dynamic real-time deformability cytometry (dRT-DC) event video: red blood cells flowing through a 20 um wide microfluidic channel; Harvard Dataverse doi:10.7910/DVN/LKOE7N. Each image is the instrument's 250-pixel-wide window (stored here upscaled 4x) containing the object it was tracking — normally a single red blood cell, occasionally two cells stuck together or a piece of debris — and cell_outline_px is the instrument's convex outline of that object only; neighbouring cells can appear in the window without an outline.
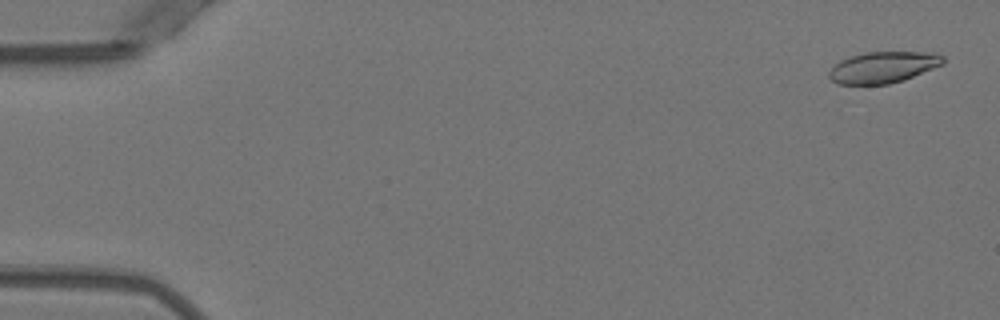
{"species": "Egyptian fruit bat (a non-hibernating species)", "species_latin": "Rousettus aegyptiacus", "temperature_condition": "warm", "stored_images_in_passage": 45, "camera_frame_rate_fps": 3000, "um_per_image_px": 0.085, "animal": {"sex": "female"}, "frame": {"image": 1, "passage_image": 2, "time_ms": 0.333, "image_size_px": [1000, 320], "cell_outline_px": [[944, 64], [904, 80], [888, 84], [836, 84], [828, 76], [828, 72], [840, 60], [852, 56], [868, 52], [932, 52], [944, 56]], "centroid_in_image_um": [75.09, 5.72], "position_along_channel_um": 9.9, "area_um2": 20.75}}
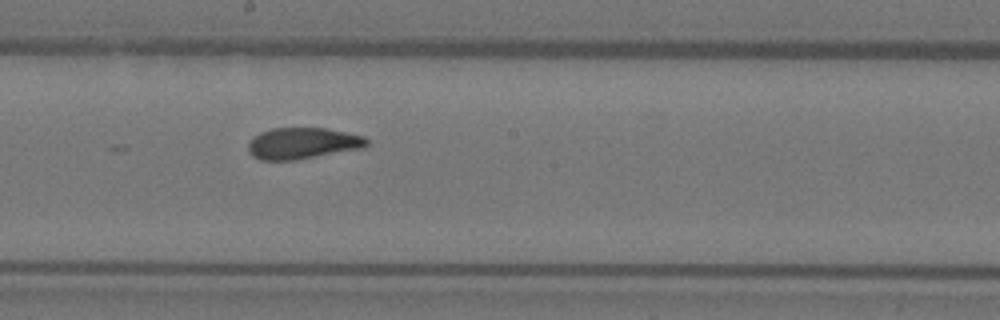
{"frame": {"image": 2, "passage_image": 29, "time_ms": 9.333, "image_size_px": [1000, 320], "cell_outline_px": [[368, 144], [364, 148], [296, 160], [260, 160], [252, 156], [248, 152], [248, 144], [252, 136], [260, 132], [272, 128], [328, 128], [364, 136], [368, 140]], "centroid_in_image_um": [25.71, 12.18], "position_along_channel_um": 222.5, "area_um2": 21.91}}
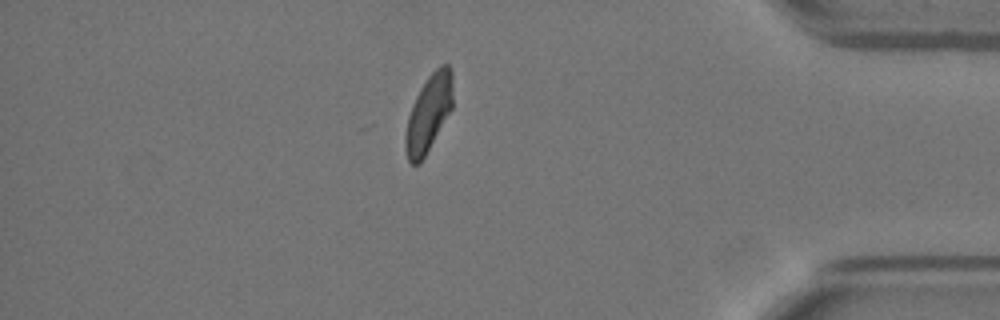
{"frame": {"image": 3, "passage_image": 45, "time_ms": 14.667, "image_size_px": [1000, 320], "cell_outline_px": [[452, 108], [420, 164], [412, 164], [408, 160], [404, 148], [404, 140], [408, 116], [412, 104], [420, 88], [428, 76], [440, 64], [448, 64], [452, 72]], "centroid_in_image_um": [36.42, 9.62], "position_along_channel_um": 398.8, "area_um2": 21.15}, "authors_computed_cell_mechanics": {"area_um2": 22.0218, "velocity_mm_per_s": 3.9361, "shape_relaxation_time_tau1_ms": 8.9314, "shape_relaxation_time_tau2_ms": 1.2898, "deformation_change_tau1": 0.2315, "deformation_change_tau2": 0.0773}}